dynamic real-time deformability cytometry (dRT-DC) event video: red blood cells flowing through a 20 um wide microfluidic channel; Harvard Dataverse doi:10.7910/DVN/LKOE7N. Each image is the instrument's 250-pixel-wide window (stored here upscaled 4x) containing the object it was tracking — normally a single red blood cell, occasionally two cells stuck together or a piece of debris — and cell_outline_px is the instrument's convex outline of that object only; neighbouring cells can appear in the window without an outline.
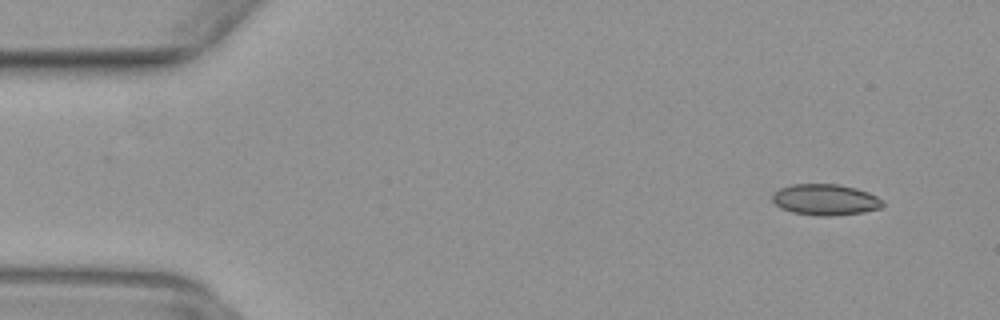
{"species": "common noctule bat (a hibernating species)", "species_latin": "Nyctalus noctula", "temperature_condition": "warm", "stored_images_in_passage": 35, "camera_frame_rate_fps": 3000, "um_per_image_px": 0.085, "animal": {"sex": "female", "body_mass_g": 29.2, "forearm_length_mm": 56.3}, "frame": {"image": 1, "passage_image": 4, "time_ms": 1.0, "image_size_px": [1000, 320], "cell_outline_px": [[884, 204], [880, 208], [864, 212], [832, 216], [816, 216], [792, 212], [780, 208], [772, 200], [772, 192], [780, 188], [792, 184], [836, 184], [856, 188], [868, 192], [884, 200]], "centroid_in_image_um": [70.14, 16.97], "position_along_channel_um": 14.9, "area_um2": 20.17}}
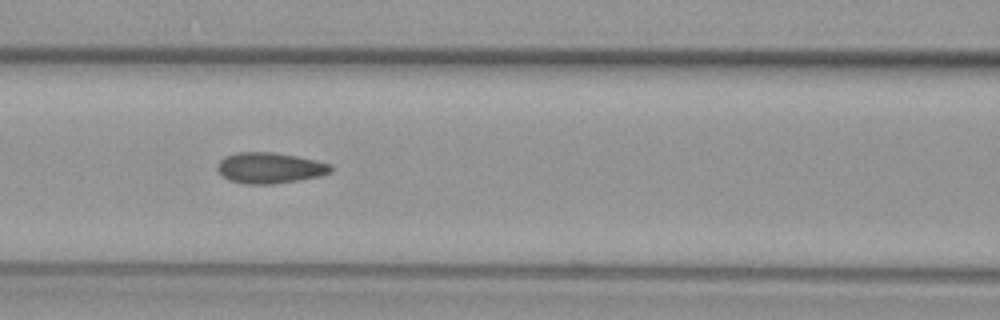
{"frame": {"image": 2, "passage_image": 21, "time_ms": 6.667, "image_size_px": [1000, 320], "cell_outline_px": [[332, 172], [320, 176], [300, 180], [272, 184], [244, 184], [228, 180], [216, 168], [216, 164], [224, 156], [236, 152], [272, 152], [296, 156], [316, 160], [332, 164]], "centroid_in_image_um": [22.93, 14.27], "position_along_channel_um": 143.7, "area_um2": 20.58}}
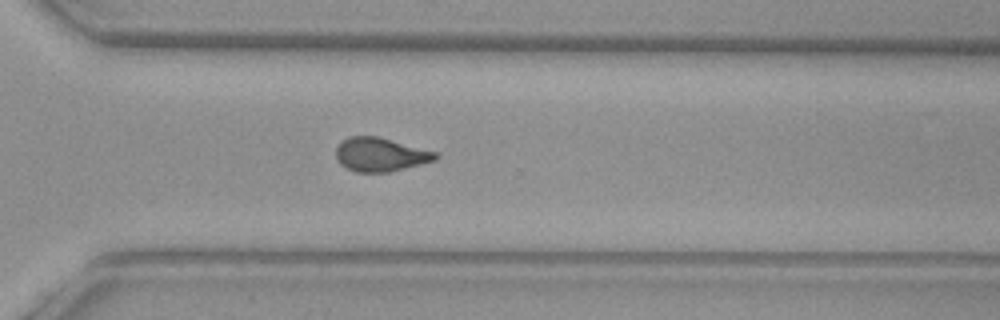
{"frame": {"image": 3, "passage_image": 35, "time_ms": 11.333, "image_size_px": [1000, 320], "cell_outline_px": [[440, 156], [436, 160], [388, 172], [356, 172], [340, 164], [336, 156], [336, 148], [340, 140], [348, 136], [380, 136], [436, 152]], "centroid_in_image_um": [32.31, 13.12], "position_along_channel_um": 338.3, "area_um2": 19.65}}